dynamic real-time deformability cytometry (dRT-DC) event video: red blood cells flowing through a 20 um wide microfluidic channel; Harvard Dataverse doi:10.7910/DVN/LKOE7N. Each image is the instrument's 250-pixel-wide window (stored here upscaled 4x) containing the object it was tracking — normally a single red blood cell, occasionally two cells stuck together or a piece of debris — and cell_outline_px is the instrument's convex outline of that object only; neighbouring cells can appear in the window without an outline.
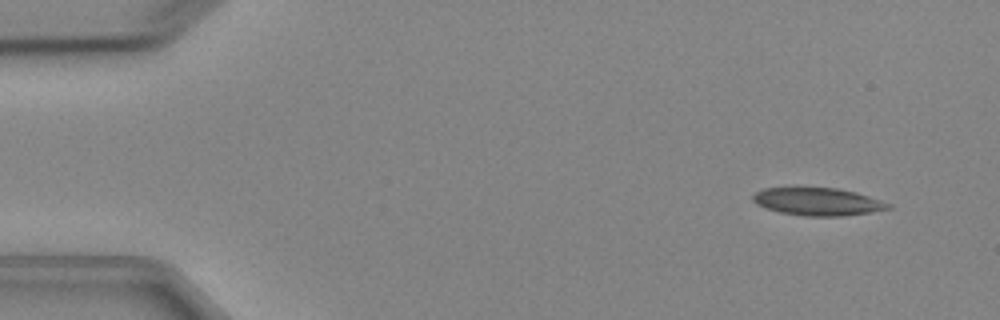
{"species": "Egyptian fruit bat (a non-hibernating species)", "species_latin": "Rousettus aegyptiacus", "temperature_condition": "cold", "stored_images_in_passage": 5, "camera_frame_rate_fps": 3000, "um_per_image_px": 0.085, "animal": {"sex": "female"}, "frame": {"image": 1, "passage_image": 2, "time_ms": 1.0, "image_size_px": [1000, 320], "cell_outline_px": [[892, 208], [872, 212], [844, 216], [804, 216], [780, 212], [764, 208], [756, 204], [752, 200], [752, 196], [756, 192], [764, 188], [792, 184], [836, 188], [856, 192], [892, 204]], "centroid_in_image_um": [69.43, 17.09], "position_along_channel_um": 15.6, "area_um2": 22.89}}